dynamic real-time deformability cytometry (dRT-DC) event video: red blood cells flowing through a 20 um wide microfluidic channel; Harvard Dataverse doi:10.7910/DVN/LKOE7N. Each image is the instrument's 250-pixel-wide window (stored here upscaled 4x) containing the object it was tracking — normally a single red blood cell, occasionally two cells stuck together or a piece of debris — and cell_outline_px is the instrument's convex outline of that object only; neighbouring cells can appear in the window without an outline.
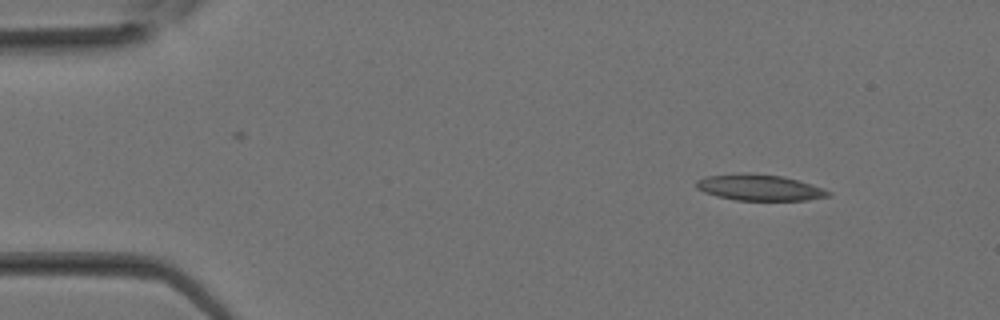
{"species": "Egyptian fruit bat (a non-hibernating species)", "species_latin": "Rousettus aegyptiacus", "temperature_condition": "room temperature", "stored_images_in_passage": 29, "camera_frame_rate_fps": 3000, "um_per_image_px": 0.085, "animal": {"sex": "female"}, "frame": {"image": 1, "passage_image": 1, "time_ms": 0.0, "image_size_px": [1000, 320], "cell_outline_px": [[832, 196], [808, 200], [736, 200], [716, 196], [704, 192], [696, 188], [696, 180], [704, 176], [744, 172], [784, 176], [800, 180], [824, 188], [832, 192]], "centroid_in_image_um": [64.58, 15.93], "position_along_channel_um": 20.4, "area_um2": 20.46}}
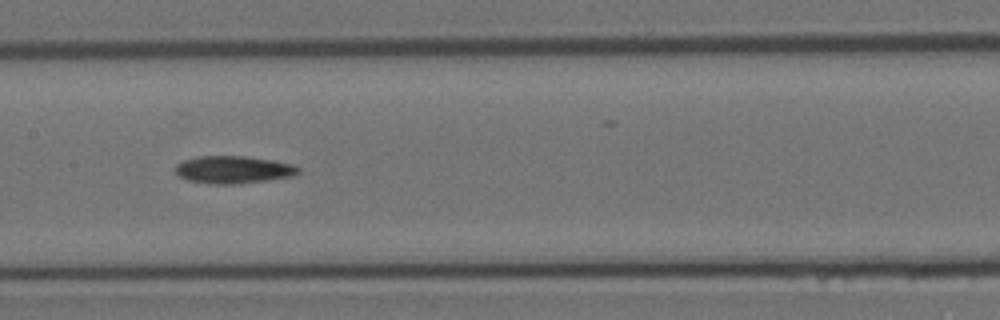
{"frame": {"image": 2, "passage_image": 13, "time_ms": 4.0, "image_size_px": [1000, 320], "cell_outline_px": [[300, 172], [292, 176], [264, 180], [232, 184], [212, 184], [188, 180], [180, 176], [176, 172], [176, 164], [184, 160], [200, 156], [244, 156], [272, 160], [292, 164], [300, 168]], "centroid_in_image_um": [19.83, 14.41], "position_along_channel_um": 187.6, "area_um2": 19.42}}
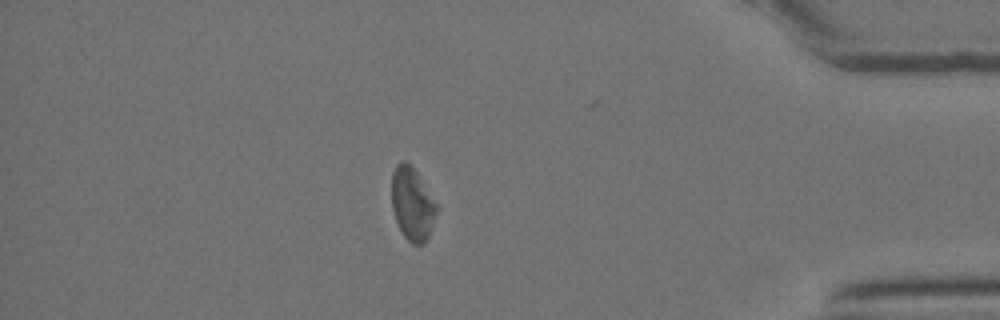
{"frame": {"image": 3, "passage_image": 25, "time_ms": 8.0, "image_size_px": [1000, 320], "cell_outline_px": [[436, 212], [428, 236], [424, 244], [412, 244], [404, 236], [396, 220], [392, 208], [392, 172], [396, 164], [400, 160], [404, 160], [416, 172], [436, 204]], "centroid_in_image_um": [35.01, 17.33], "position_along_channel_um": 400.2, "area_um2": 18.55}}